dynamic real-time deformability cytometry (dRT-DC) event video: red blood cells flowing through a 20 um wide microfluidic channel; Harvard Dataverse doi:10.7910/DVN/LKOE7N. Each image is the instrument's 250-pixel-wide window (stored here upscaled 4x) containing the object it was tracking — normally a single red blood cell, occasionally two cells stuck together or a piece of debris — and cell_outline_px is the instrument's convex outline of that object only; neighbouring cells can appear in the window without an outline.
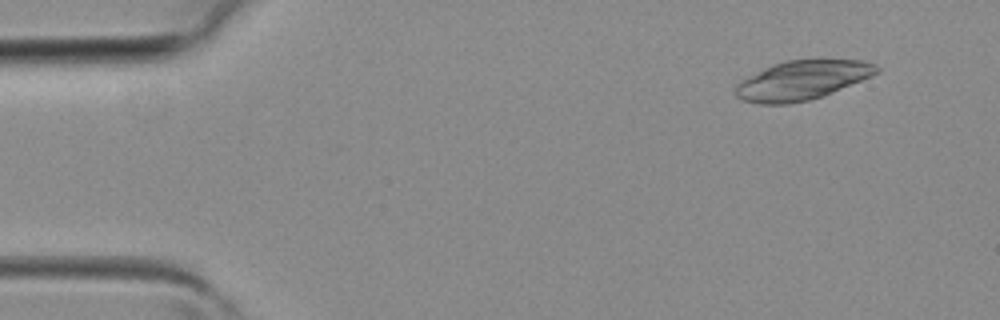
{"species": "common noctule bat (a hibernating species)", "species_latin": "Nyctalus noctula", "temperature_condition": "room temperature", "stored_images_in_passage": 3, "camera_frame_rate_fps": 3000, "um_per_image_px": 0.085, "animal": {"sex": "female", "body_mass_g": 19.3, "forearm_length_mm": 54.1}, "frame": {"image": 1, "passage_image": 1, "time_ms": 0.0, "image_size_px": [1000, 320], "cell_outline_px": [[880, 72], [872, 76], [824, 96], [808, 100], [788, 104], [760, 104], [740, 100], [736, 96], [736, 84], [740, 80], [772, 64], [788, 60], [864, 60], [876, 64], [880, 68]], "centroid_in_image_um": [68.19, 6.82], "position_along_channel_um": 16.8, "area_um2": 32.37}}